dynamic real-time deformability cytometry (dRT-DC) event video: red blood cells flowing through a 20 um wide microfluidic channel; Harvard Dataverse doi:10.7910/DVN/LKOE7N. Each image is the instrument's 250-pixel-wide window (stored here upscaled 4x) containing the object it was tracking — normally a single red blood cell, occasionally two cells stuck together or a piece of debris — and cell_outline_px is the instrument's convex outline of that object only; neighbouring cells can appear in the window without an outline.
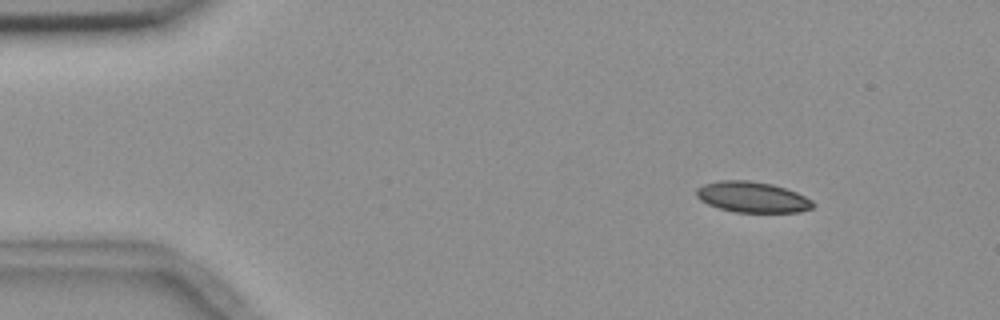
{"species": "common noctule bat (a hibernating species)", "species_latin": "Nyctalus noctula", "temperature_condition": "room temperature", "stored_images_in_passage": 8, "camera_frame_rate_fps": 3000, "um_per_image_px": 0.085, "animal": {"sex": "female", "body_mass_g": 18.4}, "frame": {"image": 1, "passage_image": 2, "time_ms": 1.0, "image_size_px": [1000, 320], "cell_outline_px": [[812, 208], [800, 212], [736, 212], [720, 208], [708, 204], [700, 200], [696, 196], [696, 188], [704, 184], [720, 180], [748, 180], [772, 184], [796, 192], [812, 200]], "centroid_in_image_um": [63.92, 16.75], "position_along_channel_um": 21.1, "area_um2": 20.75}}
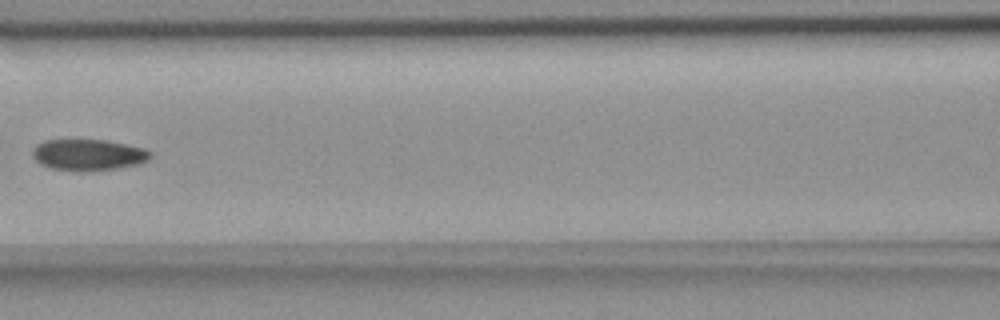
{"frame": {"image": 2, "passage_image": 7, "time_ms": 7.0, "image_size_px": [1000, 320], "cell_outline_px": [[152, 156], [148, 160], [140, 164], [120, 168], [92, 172], [84, 172], [48, 168], [40, 164], [32, 156], [32, 148], [36, 144], [44, 140], [104, 140], [144, 148], [152, 152]], "centroid_in_image_um": [7.5, 13.18], "position_along_channel_um": 159.1, "area_um2": 21.91}}
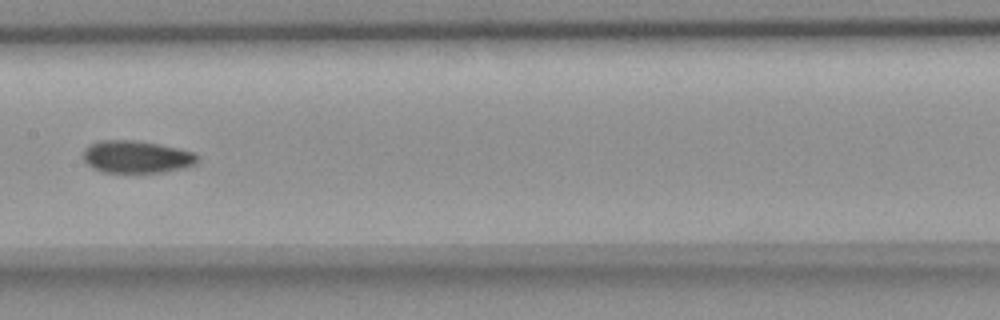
{"frame": {"image": 3, "passage_image": 8, "time_ms": 8.0, "image_size_px": [1000, 320], "cell_outline_px": [[200, 156], [196, 164], [184, 168], [164, 172], [100, 172], [92, 168], [84, 160], [84, 148], [88, 144], [100, 140], [132, 140], [156, 144], [176, 148], [192, 152]], "centroid_in_image_um": [11.59, 13.34], "position_along_channel_um": 195.8, "area_um2": 21.56}}